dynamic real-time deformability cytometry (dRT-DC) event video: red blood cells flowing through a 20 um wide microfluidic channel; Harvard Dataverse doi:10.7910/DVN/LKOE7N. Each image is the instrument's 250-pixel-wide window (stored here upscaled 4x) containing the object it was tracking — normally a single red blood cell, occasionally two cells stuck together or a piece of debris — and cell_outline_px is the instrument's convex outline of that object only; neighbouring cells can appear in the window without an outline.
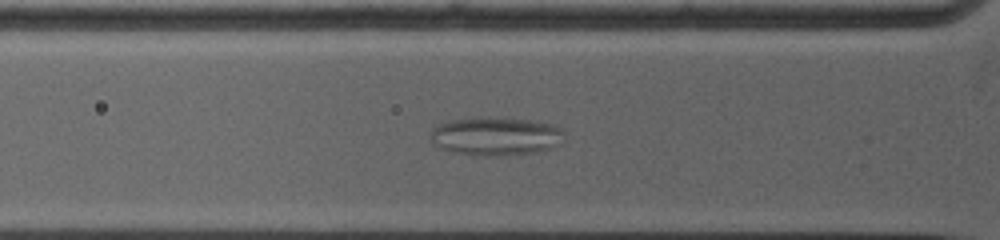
{"species": "common noctule bat (a hibernating species)", "species_latin": "Nyctalus noctula", "temperature_condition": "warm", "stored_images_in_passage": 69, "camera_frame_rate_fps": 5000, "um_per_image_px": 0.085, "animal": {"sex": "female", "body_mass_g": 19.0, "forearm_length_mm": 53.3}, "frame": {"image": 1, "passage_image": 17, "time_ms": 3.2, "image_size_px": [1000, 240], "cell_outline_px": [[564, 132], [560, 144], [552, 148], [536, 152], [504, 156], [484, 156], [452, 152], [440, 148], [432, 144], [432, 128], [440, 124], [452, 120], [480, 116], [532, 120], [552, 124], [564, 128]], "centroid_in_image_um": [42.17, 11.58], "position_along_channel_um": 83.6, "area_um2": 30.35}}
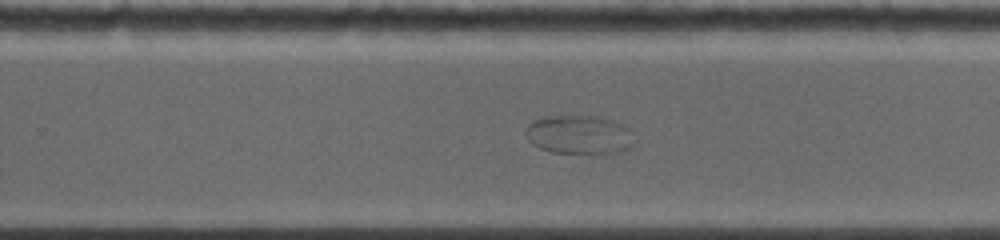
{"frame": {"image": 2, "passage_image": 43, "time_ms": 8.4, "image_size_px": [1000, 240], "cell_outline_px": [[632, 144], [620, 152], [552, 152], [540, 148], [532, 144], [528, 140], [524, 132], [524, 128], [532, 120], [544, 116], [592, 116], [612, 120], [628, 128]], "centroid_in_image_um": [49.11, 11.42], "position_along_channel_um": 280.7, "area_um2": 24.04}}
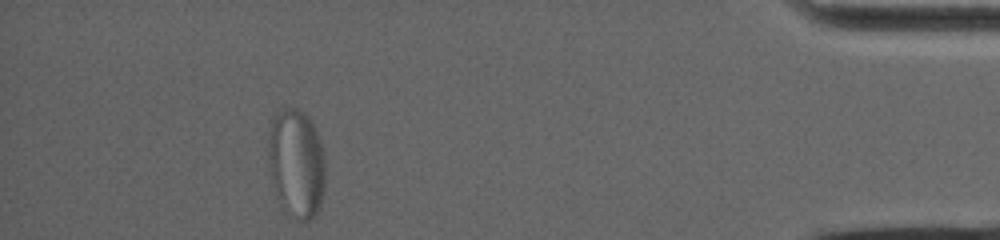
{"frame": {"image": 3, "passage_image": 69, "time_ms": 13.6, "image_size_px": [1000, 240], "cell_outline_px": [[324, 192], [320, 208], [308, 220], [296, 220], [280, 204], [276, 196], [272, 180], [268, 160], [268, 140], [272, 120], [284, 108], [296, 108], [308, 116], [312, 120], [316, 128], [324, 148]], "centroid_in_image_um": [25.21, 13.88], "position_along_channel_um": 410.0, "area_um2": 36.36}}